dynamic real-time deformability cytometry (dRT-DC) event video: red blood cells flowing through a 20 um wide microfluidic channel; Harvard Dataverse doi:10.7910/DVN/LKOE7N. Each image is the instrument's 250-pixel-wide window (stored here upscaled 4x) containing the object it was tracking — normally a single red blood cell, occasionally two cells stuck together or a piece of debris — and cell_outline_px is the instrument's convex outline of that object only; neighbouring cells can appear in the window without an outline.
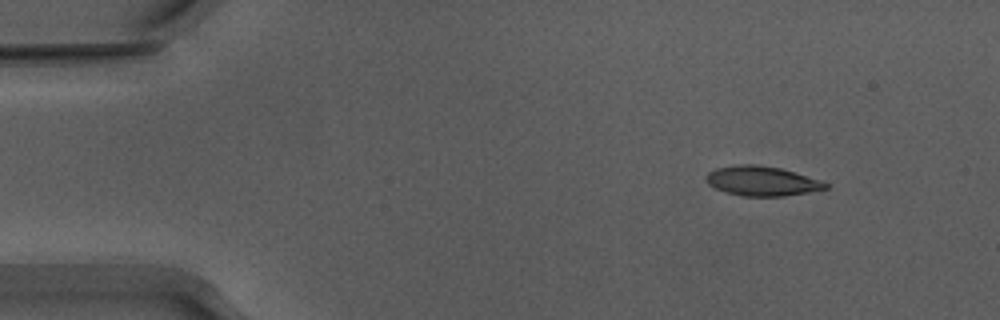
{"species": "Egyptian fruit bat (a non-hibernating species)", "species_latin": "Rousettus aegyptiacus", "temperature_condition": "warm", "stored_images_in_passage": 48, "camera_frame_rate_fps": 3000, "um_per_image_px": 0.085, "animal": {"sex": "male"}, "frame": {"image": 1, "passage_image": 1, "time_ms": 0.0, "image_size_px": [1000, 320], "cell_outline_px": [[828, 188], [808, 192], [784, 196], [744, 196], [728, 192], [716, 188], [708, 184], [704, 180], [704, 176], [708, 172], [716, 168], [740, 164], [756, 164], [780, 168], [820, 180], [828, 184]], "centroid_in_image_um": [64.72, 15.38], "position_along_channel_um": 20.3, "area_um2": 20.46}}
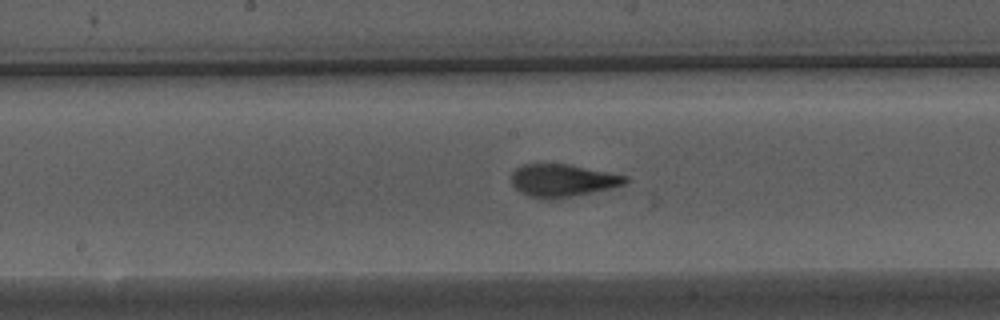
{"frame": {"image": 2, "passage_image": 22, "time_ms": 7.0, "image_size_px": [1000, 320], "cell_outline_px": [[628, 180], [624, 184], [608, 188], [552, 200], [544, 200], [528, 196], [520, 192], [512, 184], [512, 172], [516, 168], [524, 164], [568, 164], [628, 176]], "centroid_in_image_um": [47.77, 15.34], "position_along_channel_um": 200.4, "area_um2": 21.44}}
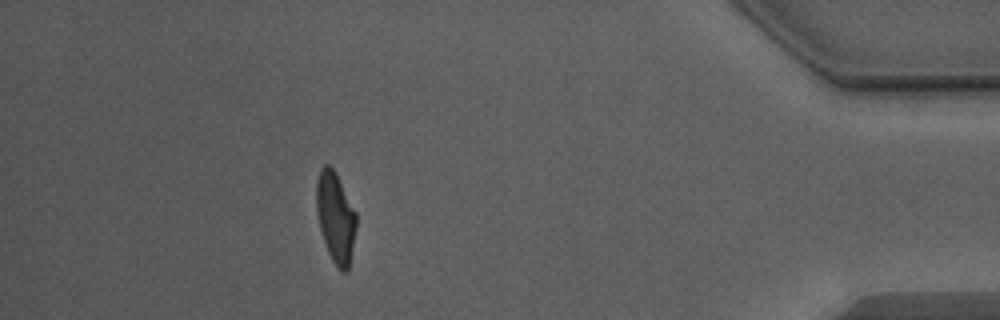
{"frame": {"image": 3, "passage_image": 42, "time_ms": 13.667, "image_size_px": [1000, 320], "cell_outline_px": [[356, 228], [348, 272], [340, 272], [332, 260], [328, 252], [320, 228], [316, 212], [316, 180], [320, 168], [324, 164], [328, 164], [336, 172], [356, 212]], "centroid_in_image_um": [28.51, 18.46], "position_along_channel_um": 406.7, "area_um2": 21.15}, "authors_computed_cell_mechanics": {"area_um2": 21.1548, "velocity_mm_per_s": 3.8978, "shape_relaxation_time_tau1_ms": 3.3955, "shape_relaxation_time_tau2_ms": 1.0073, "deformation_change_tau1": 0.2039, "deformation_change_tau2": 0.0975}}